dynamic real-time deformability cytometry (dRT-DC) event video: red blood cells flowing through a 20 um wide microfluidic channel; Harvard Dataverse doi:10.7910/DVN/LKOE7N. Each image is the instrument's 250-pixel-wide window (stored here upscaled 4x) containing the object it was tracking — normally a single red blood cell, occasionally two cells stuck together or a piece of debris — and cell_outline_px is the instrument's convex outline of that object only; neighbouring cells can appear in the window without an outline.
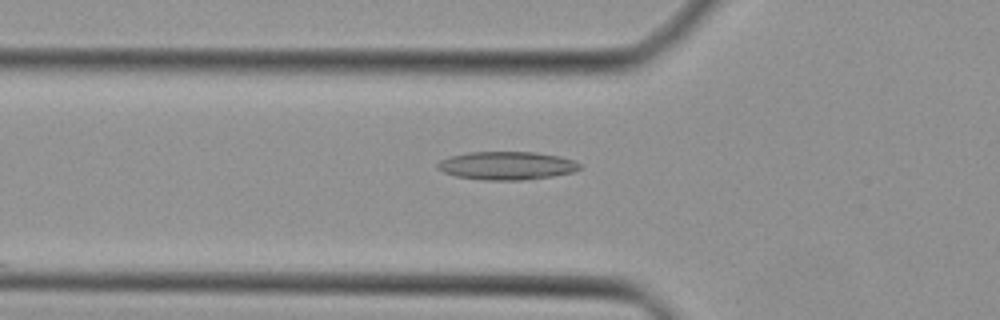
{"species": "Egyptian fruit bat (a non-hibernating species)", "species_latin": "Rousettus aegyptiacus", "temperature_condition": "cold", "stored_images_in_passage": 13, "camera_frame_rate_fps": 3000, "um_per_image_px": 0.085, "animal": {"sex": "female"}, "frame": {"image": 1, "passage_image": 2, "time_ms": 0.333, "image_size_px": [1000, 320], "cell_outline_px": [[580, 168], [572, 172], [552, 176], [520, 180], [484, 180], [456, 176], [444, 172], [436, 168], [436, 164], [440, 160], [448, 156], [468, 152], [532, 152], [560, 156], [572, 160], [580, 164]], "centroid_in_image_um": [43.02, 14.07], "position_along_channel_um": 82.8, "area_um2": 23.29}}
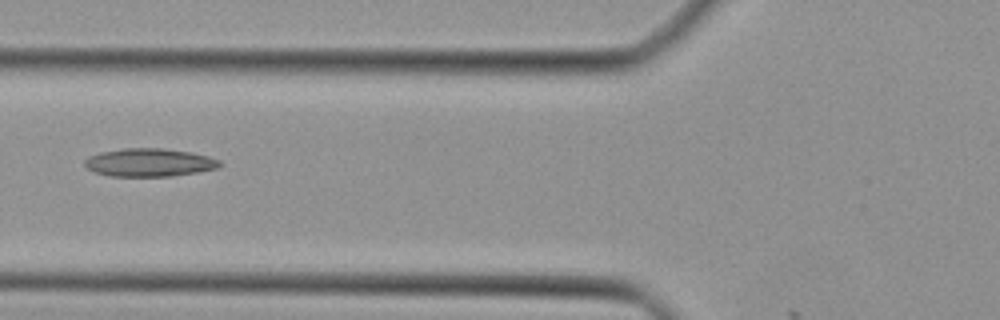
{"frame": {"image": 2, "passage_image": 4, "time_ms": 1.0, "image_size_px": [1000, 320], "cell_outline_px": [[224, 164], [220, 168], [172, 176], [108, 176], [96, 172], [88, 168], [84, 164], [84, 160], [88, 156], [100, 152], [124, 148], [164, 148], [192, 152], [208, 156], [220, 160]], "centroid_in_image_um": [12.73, 13.8], "position_along_channel_um": 113.1, "area_um2": 22.31}}